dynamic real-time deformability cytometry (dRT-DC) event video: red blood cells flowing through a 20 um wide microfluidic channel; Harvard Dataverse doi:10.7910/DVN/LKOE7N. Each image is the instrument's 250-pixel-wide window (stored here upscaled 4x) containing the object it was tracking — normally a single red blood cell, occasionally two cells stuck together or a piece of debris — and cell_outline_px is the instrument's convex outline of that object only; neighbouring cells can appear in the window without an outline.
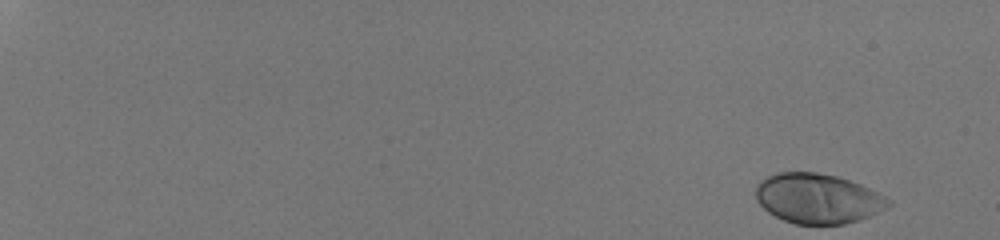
{"species": "human", "species_latin": "Homo sapiens", "temperature_condition": "room temperature", "stored_images_in_passage": 46, "camera_frame_rate_fps": 3000, "um_per_image_px": 0.085, "donor": {"sex": "male"}, "frame": {"image": 1, "passage_image": 1, "time_ms": 0.0, "image_size_px": [1000, 240], "cell_outline_px": [[892, 204], [888, 208], [860, 220], [844, 224], [796, 224], [784, 220], [768, 212], [756, 200], [756, 184], [760, 180], [776, 172], [816, 172], [836, 176], [860, 184], [892, 200]], "centroid_in_image_um": [69.51, 16.87], "position_along_channel_um": 15.5, "area_um2": 38.61}}
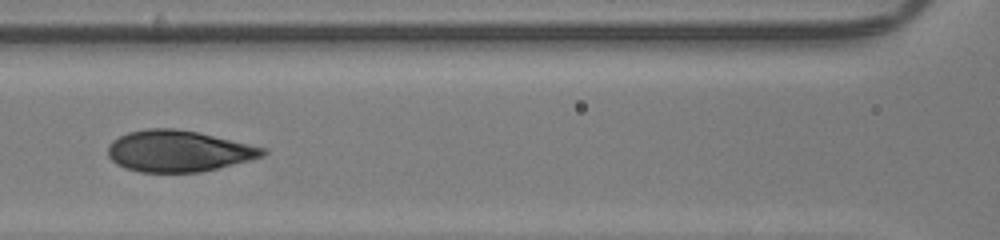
{"frame": {"image": 2, "passage_image": 27, "time_ms": 8.667, "image_size_px": [1000, 240], "cell_outline_px": [[268, 152], [264, 156], [200, 172], [140, 172], [124, 168], [116, 164], [108, 156], [108, 144], [112, 140], [128, 132], [148, 128], [176, 128], [200, 132], [268, 148]], "centroid_in_image_um": [15.17, 12.83], "position_along_channel_um": 151.4, "area_um2": 37.51}}
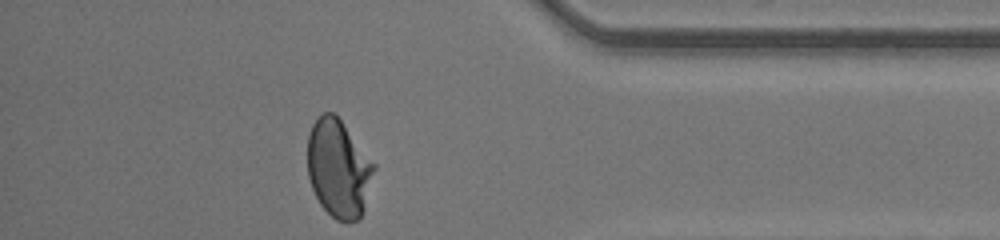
{"frame": {"image": 3, "passage_image": 46, "time_ms": 15.0, "image_size_px": [1000, 240], "cell_outline_px": [[376, 168], [364, 212], [356, 220], [348, 224], [336, 220], [320, 204], [312, 188], [308, 176], [308, 136], [312, 124], [324, 112], [332, 112], [340, 120], [376, 164]], "centroid_in_image_um": [28.8, 14.36], "position_along_channel_um": 406.4, "area_um2": 38.03}, "authors_computed_cell_mechanics": {"area_um2": 37.7723, "velocity_mm_per_s": 4.2695, "shape_relaxation_time_tau1_ms": 4.4212, "shape_relaxation_time_tau2_ms": null, "deformation_change_tau1": 0.2033, "deformation_change_tau2": null}}